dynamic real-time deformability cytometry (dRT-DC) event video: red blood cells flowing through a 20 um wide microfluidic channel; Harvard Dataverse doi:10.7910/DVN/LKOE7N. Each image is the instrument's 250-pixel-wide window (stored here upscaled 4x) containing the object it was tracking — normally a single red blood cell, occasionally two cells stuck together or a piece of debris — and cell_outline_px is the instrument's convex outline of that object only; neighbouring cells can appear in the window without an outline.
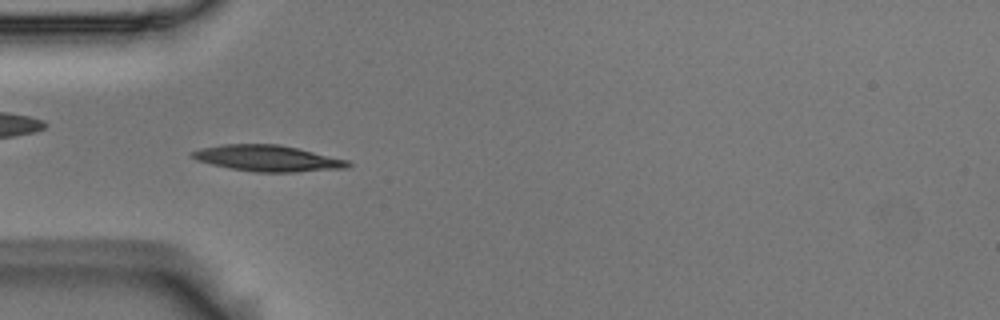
{"species": "Egyptian fruit bat (a non-hibernating species)", "species_latin": "Rousettus aegyptiacus", "temperature_condition": "room temperature", "stored_images_in_passage": 53, "camera_frame_rate_fps": 3000, "um_per_image_px": 0.085, "animal": {"sex": "male"}, "frame": {"image": 1, "passage_image": 15, "time_ms": 4.667, "image_size_px": [1000, 320], "cell_outline_px": [[352, 164], [348, 168], [296, 172], [256, 172], [232, 168], [212, 164], [196, 160], [188, 156], [188, 152], [204, 148], [224, 144], [280, 144], [348, 160]], "centroid_in_image_um": [22.75, 13.45], "position_along_channel_um": 62.3, "area_um2": 23.64}}
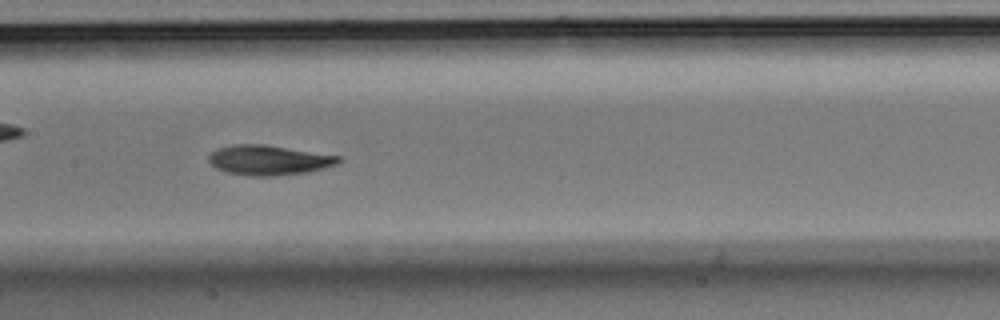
{"frame": {"image": 2, "passage_image": 25, "time_ms": 8.0, "image_size_px": [1000, 320], "cell_outline_px": [[344, 160], [336, 164], [324, 168], [308, 172], [276, 176], [248, 176], [224, 172], [216, 168], [208, 160], [208, 156], [212, 152], [220, 148], [236, 144], [264, 144], [340, 156]], "centroid_in_image_um": [22.86, 13.62], "position_along_channel_um": 184.5, "area_um2": 22.66}}
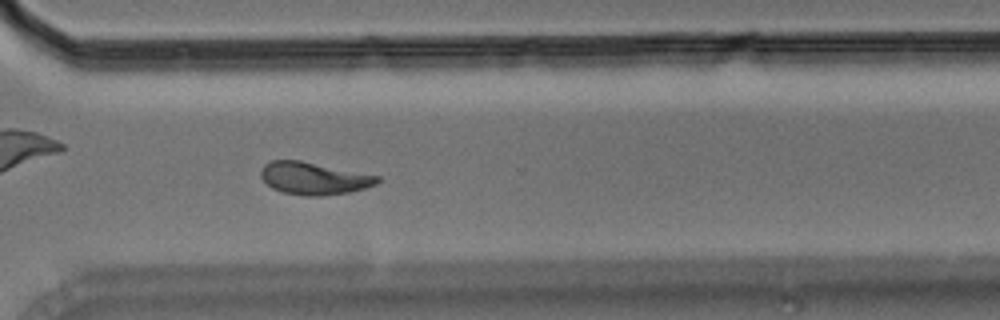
{"frame": {"image": 3, "passage_image": 38, "time_ms": 12.333, "image_size_px": [1000, 320], "cell_outline_px": [[380, 180], [376, 184], [364, 188], [348, 192], [320, 196], [304, 196], [284, 192], [272, 188], [260, 176], [260, 168], [264, 164], [272, 160], [300, 160], [380, 176]], "centroid_in_image_um": [26.65, 15.15], "position_along_channel_um": 343.9, "area_um2": 21.91}, "authors_computed_cell_mechanics": {"area_um2": 21.9062, "velocity_mm_per_s": 3.6894, "shape_relaxation_time_tau1_ms": 4.992, "shape_relaxation_time_tau2_ms": 10.7501, "deformation_change_tau1": 0.1886, "deformation_change_tau2": 0.1352}}